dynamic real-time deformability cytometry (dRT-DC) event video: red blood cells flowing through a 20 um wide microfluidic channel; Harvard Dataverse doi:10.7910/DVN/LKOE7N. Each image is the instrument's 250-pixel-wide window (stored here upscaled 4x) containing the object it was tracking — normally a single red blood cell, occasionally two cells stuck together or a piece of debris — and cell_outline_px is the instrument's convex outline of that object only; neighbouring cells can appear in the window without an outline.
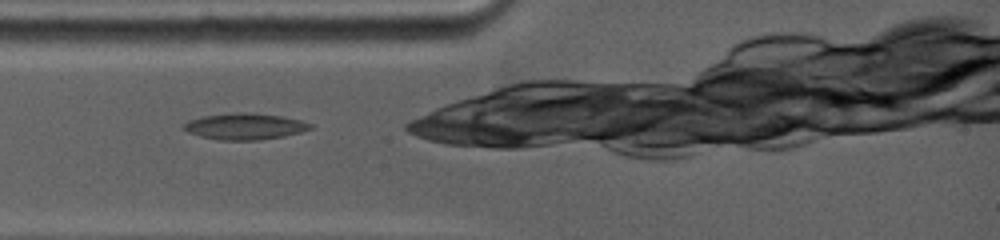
{"species": "common noctule bat (a hibernating species)", "species_latin": "Nyctalus noctula", "temperature_condition": "warm", "stored_images_in_passage": 19, "camera_frame_rate_fps": 5000, "um_per_image_px": 0.085, "animal": {"sex": "female", "body_mass_g": 19.0, "forearm_length_mm": 53.3}, "frame": {"image": 1, "passage_image": 1, "time_ms": 0.0, "image_size_px": [1000, 240], "cell_outline_px": [[312, 128], [300, 132], [284, 136], [256, 140], [220, 140], [200, 136], [188, 132], [180, 128], [180, 124], [188, 120], [204, 116], [232, 112], [252, 112], [284, 116], [300, 120], [312, 124]], "centroid_in_image_um": [20.76, 10.73], "position_along_channel_um": 64.2, "area_um2": 19.65}}
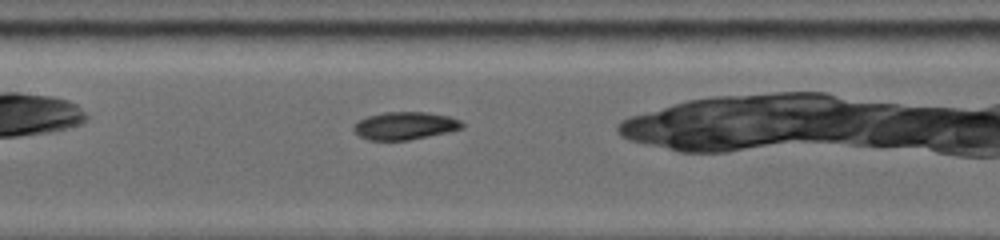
{"frame": {"image": 2, "passage_image": 6, "time_ms": 2.8, "image_size_px": [1000, 240], "cell_outline_px": [[464, 128], [452, 132], [408, 140], [368, 140], [360, 136], [352, 128], [352, 124], [356, 120], [368, 116], [384, 112], [424, 112], [448, 116], [460, 120], [464, 124]], "centroid_in_image_um": [34.42, 10.69], "position_along_channel_um": 173.0, "area_um2": 17.74}}
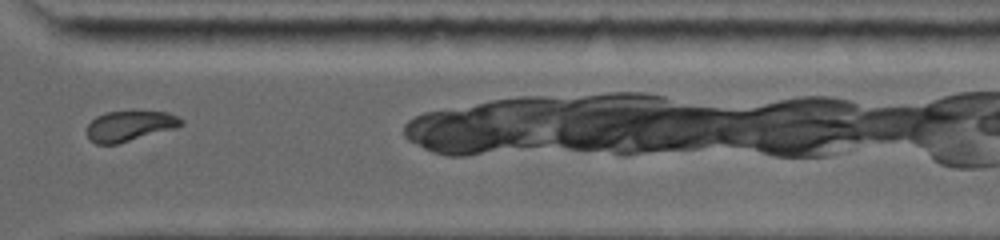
{"frame": {"image": 3, "passage_image": 15, "time_ms": 7.6, "image_size_px": [1000, 240], "cell_outline_px": [[184, 124], [176, 128], [116, 144], [96, 144], [84, 132], [88, 124], [96, 116], [104, 112], [132, 108], [168, 112], [184, 120]], "centroid_in_image_um": [11.03, 10.64], "position_along_channel_um": 359.6, "area_um2": 17.51}}